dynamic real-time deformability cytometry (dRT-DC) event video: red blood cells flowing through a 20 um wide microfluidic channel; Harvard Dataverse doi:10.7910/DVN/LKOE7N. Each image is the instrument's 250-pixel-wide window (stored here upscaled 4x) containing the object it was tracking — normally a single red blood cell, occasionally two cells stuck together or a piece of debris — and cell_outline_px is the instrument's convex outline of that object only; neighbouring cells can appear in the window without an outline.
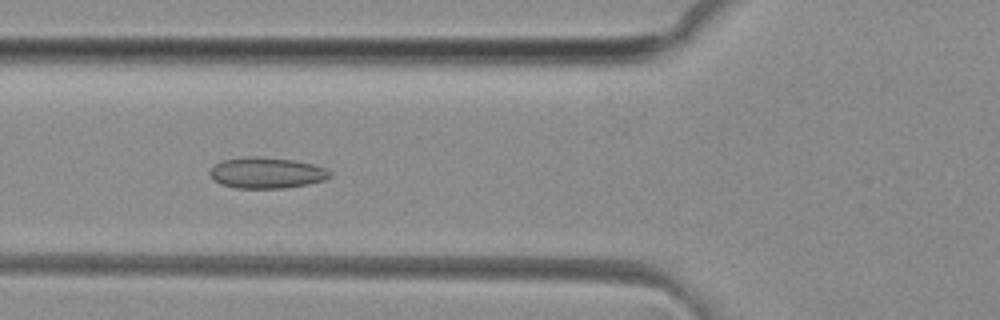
{"species": "common noctule bat (a hibernating species)", "species_latin": "Nyctalus noctula", "temperature_condition": "room temperature", "stored_images_in_passage": 44, "camera_frame_rate_fps": 3000, "um_per_image_px": 0.085, "animal": {"sex": "female", "body_mass_g": 29.2, "forearm_length_mm": 56.3}, "frame": {"image": 1, "passage_image": 13, "time_ms": 4.0, "image_size_px": [1000, 320], "cell_outline_px": [[332, 176], [324, 180], [308, 184], [284, 188], [236, 188], [220, 184], [212, 180], [208, 172], [220, 160], [244, 156], [256, 156], [292, 160], [312, 164], [324, 168], [332, 172]], "centroid_in_image_um": [22.62, 14.69], "position_along_channel_um": 103.2, "area_um2": 21.85}}
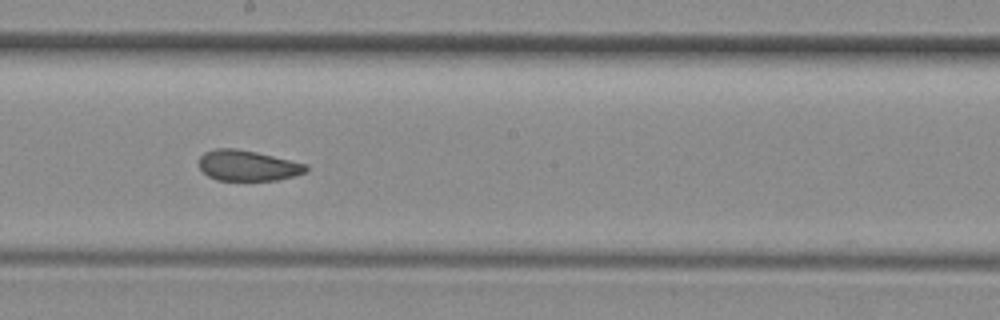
{"frame": {"image": 2, "passage_image": 22, "time_ms": 7.0, "image_size_px": [1000, 320], "cell_outline_px": [[308, 172], [276, 180], [216, 180], [208, 176], [200, 168], [200, 156], [204, 152], [216, 148], [236, 148], [256, 152], [308, 164]], "centroid_in_image_um": [21.06, 14.07], "position_along_channel_um": 227.1, "area_um2": 19.07}}
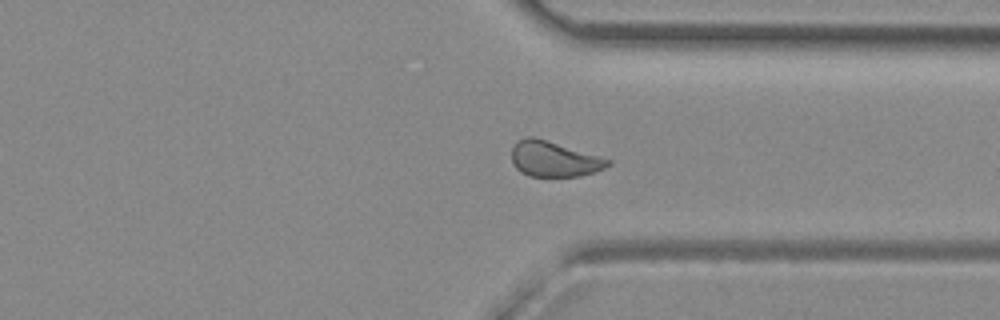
{"frame": {"image": 3, "passage_image": 32, "time_ms": 10.333, "image_size_px": [1000, 320], "cell_outline_px": [[612, 164], [604, 168], [580, 176], [528, 176], [520, 172], [512, 164], [512, 148], [520, 140], [528, 136], [536, 136], [612, 160]], "centroid_in_image_um": [47.08, 13.51], "position_along_channel_um": 364.3, "area_um2": 19.88}, "authors_computed_cell_mechanics": {"area_um2": 20.3456, "velocity_mm_per_s": 4.1345, "shape_relaxation_time_tau1_ms": null, "shape_relaxation_time_tau2_ms": 1.9409, "deformation_change_tau1": null, "deformation_change_tau2": 0.068}}